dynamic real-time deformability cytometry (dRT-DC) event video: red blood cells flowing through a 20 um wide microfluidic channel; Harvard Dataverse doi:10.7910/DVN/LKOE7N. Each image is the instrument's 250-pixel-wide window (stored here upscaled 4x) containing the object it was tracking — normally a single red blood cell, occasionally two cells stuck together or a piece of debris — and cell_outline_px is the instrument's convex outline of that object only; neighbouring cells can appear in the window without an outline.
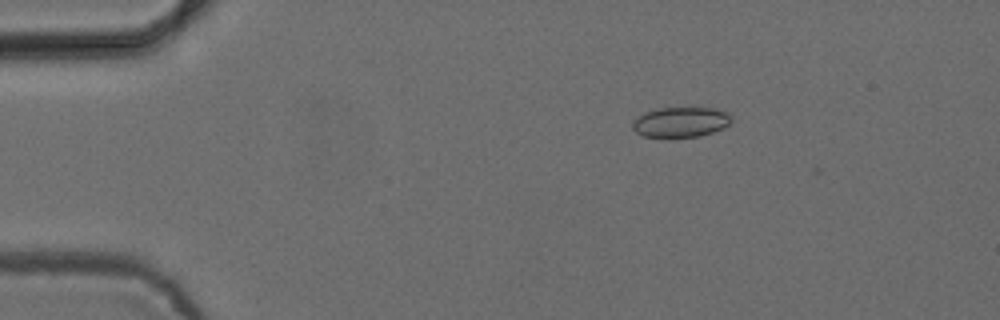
{"species": "common noctule bat (a hibernating species)", "species_latin": "Nyctalus noctula", "temperature_condition": "cold", "stored_images_in_passage": 5, "camera_frame_rate_fps": 3000, "um_per_image_px": 0.085, "animal": {"sex": "female", "body_mass_g": 24.6, "forearm_length_mm": 56.2}, "frame": {"image": 1, "passage_image": 2, "time_ms": 0.333, "image_size_px": [1000, 320], "cell_outline_px": [[732, 120], [724, 128], [700, 136], [672, 140], [644, 136], [636, 132], [632, 128], [632, 124], [644, 112], [660, 108], [716, 108], [728, 112], [732, 116]], "centroid_in_image_um": [57.88, 10.42], "position_along_channel_um": 27.1, "area_um2": 17.92}}